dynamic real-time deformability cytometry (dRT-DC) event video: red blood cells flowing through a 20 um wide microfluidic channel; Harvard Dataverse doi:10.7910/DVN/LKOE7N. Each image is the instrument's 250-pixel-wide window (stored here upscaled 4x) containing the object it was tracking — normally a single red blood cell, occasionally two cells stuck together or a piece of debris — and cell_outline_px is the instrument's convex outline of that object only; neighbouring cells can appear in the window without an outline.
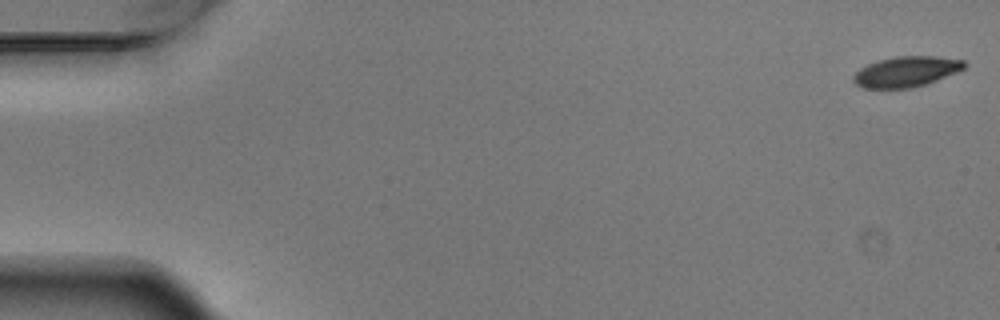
{"species": "Egyptian fruit bat (a non-hibernating species)", "species_latin": "Rousettus aegyptiacus", "temperature_condition": "warm", "stored_images_in_passage": 8, "camera_frame_rate_fps": 3000, "um_per_image_px": 0.085, "animal": {"sex": "male"}, "frame": {"image": 1, "passage_image": 1, "time_ms": 0.0, "image_size_px": [1000, 320], "cell_outline_px": [[968, 64], [964, 68], [956, 72], [936, 80], [912, 88], [864, 88], [856, 84], [852, 80], [852, 76], [860, 68], [868, 64], [880, 60], [896, 56], [936, 56], [964, 60]], "centroid_in_image_um": [77.02, 6.08], "position_along_channel_um": 8.0, "area_um2": 19.59}}
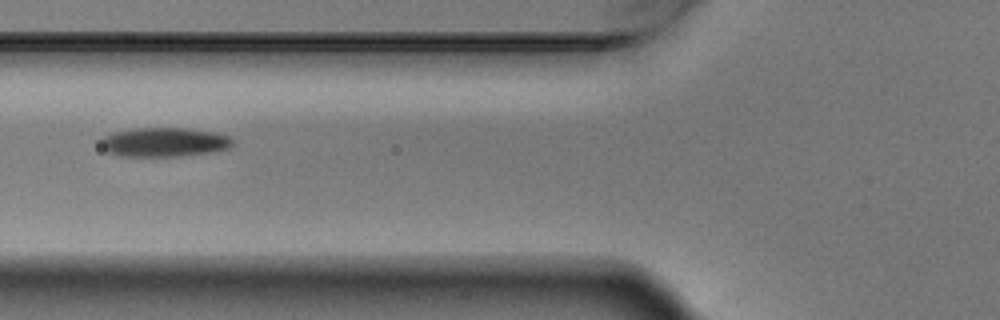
{"frame": {"image": 2, "passage_image": 6, "time_ms": 1.667, "image_size_px": [1000, 320], "cell_outline_px": [[236, 144], [228, 148], [212, 152], [184, 156], [116, 156], [108, 152], [100, 144], [100, 140], [104, 136], [112, 132], [132, 128], [184, 128], [216, 132], [228, 136], [236, 140]], "centroid_in_image_um": [13.98, 12.08], "position_along_channel_um": 111.8, "area_um2": 22.77}}
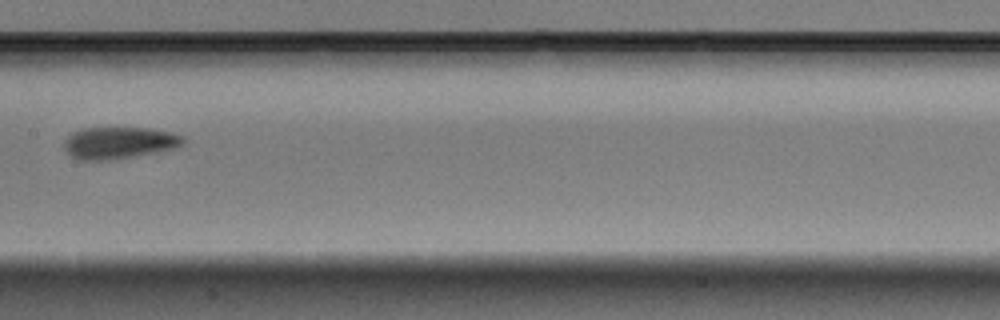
{"frame": {"image": 3, "passage_image": 8, "time_ms": 2.333, "image_size_px": [1000, 320], "cell_outline_px": [[184, 144], [176, 148], [132, 156], [108, 160], [80, 160], [72, 156], [64, 148], [64, 140], [72, 132], [84, 128], [148, 128], [172, 132], [184, 136]], "centroid_in_image_um": [10.13, 12.13], "position_along_channel_um": 197.3, "area_um2": 21.96}}